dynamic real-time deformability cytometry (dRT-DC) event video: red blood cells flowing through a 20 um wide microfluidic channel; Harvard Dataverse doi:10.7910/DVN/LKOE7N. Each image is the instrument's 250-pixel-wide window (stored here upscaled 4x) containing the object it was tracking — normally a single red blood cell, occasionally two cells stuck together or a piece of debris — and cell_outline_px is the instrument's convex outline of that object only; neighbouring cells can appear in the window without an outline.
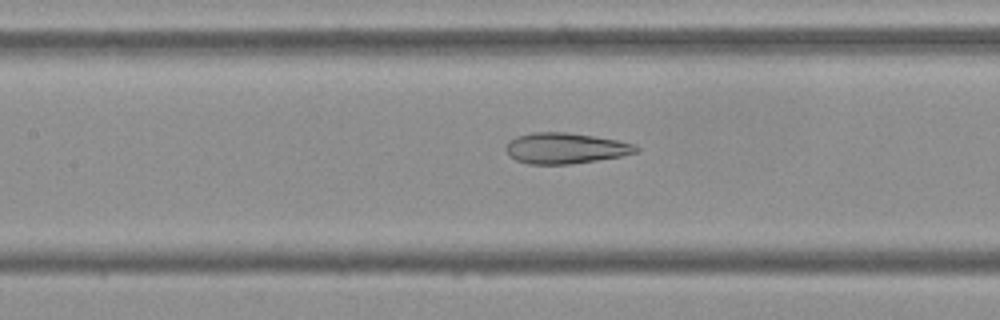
{"species": "Egyptian fruit bat (a non-hibernating species)", "species_latin": "Rousettus aegyptiacus", "temperature_condition": "cold", "stored_images_in_passage": 39, "camera_frame_rate_fps": 3000, "um_per_image_px": 0.085, "frame": {"image": 1, "passage_image": 9, "time_ms": 2.667, "image_size_px": [1000, 320], "cell_outline_px": [[640, 152], [620, 156], [572, 164], [528, 164], [516, 160], [508, 156], [504, 148], [508, 140], [516, 136], [532, 132], [568, 132], [616, 140], [632, 144], [640, 148]], "centroid_in_image_um": [48.0, 12.6], "position_along_channel_um": 159.4, "area_um2": 23.47}}
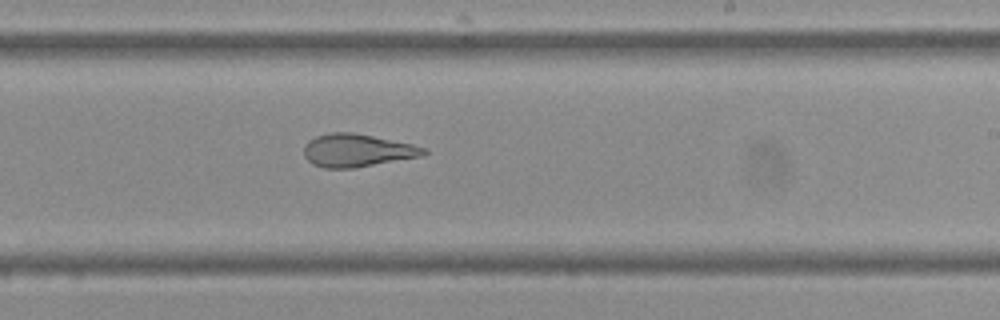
{"frame": {"image": 2, "passage_image": 17, "time_ms": 5.333, "image_size_px": [1000, 320], "cell_outline_px": [[428, 152], [424, 156], [352, 168], [324, 168], [312, 164], [304, 156], [304, 144], [308, 140], [316, 136], [328, 132], [352, 132], [412, 144], [428, 148]], "centroid_in_image_um": [30.35, 12.78], "position_along_channel_um": 258.6, "area_um2": 23.06}}
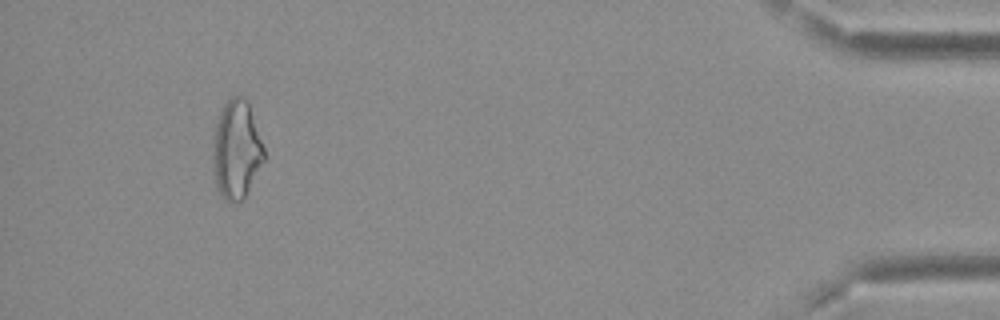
{"frame": {"image": 3, "passage_image": 35, "time_ms": 11.333, "image_size_px": [1000, 320], "cell_outline_px": [[264, 160], [244, 200], [224, 200], [216, 188], [212, 168], [212, 156], [216, 124], [220, 112], [224, 104], [232, 96], [244, 96], [248, 100], [264, 148]], "centroid_in_image_um": [20.09, 12.73], "position_along_channel_um": 415.1, "area_um2": 29.42}, "authors_computed_cell_mechanics": {"area_um2": 24.6228, "velocity_mm_per_s": 3.7324, "shape_relaxation_time_tau1_ms": null, "shape_relaxation_time_tau2_ms": 1.8889, "deformation_change_tau1": null, "deformation_change_tau2": 0.1152}}